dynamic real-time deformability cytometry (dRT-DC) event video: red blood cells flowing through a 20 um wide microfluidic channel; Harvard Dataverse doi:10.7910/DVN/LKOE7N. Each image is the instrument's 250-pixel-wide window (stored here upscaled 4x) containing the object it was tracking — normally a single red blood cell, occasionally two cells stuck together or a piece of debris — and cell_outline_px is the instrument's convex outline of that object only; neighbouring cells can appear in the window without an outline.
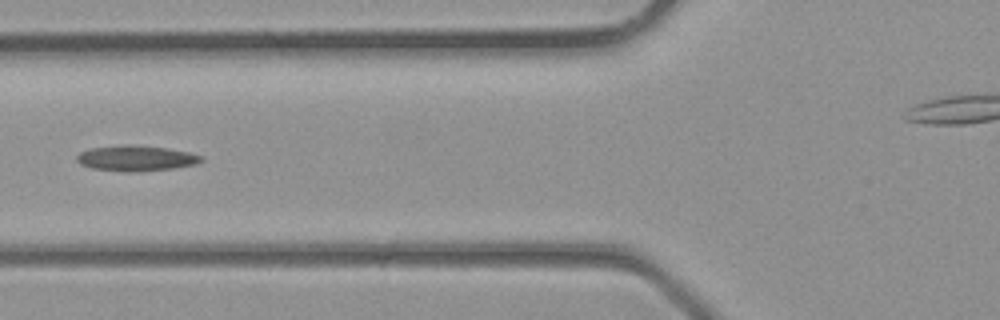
{"species": "common noctule bat (a hibernating species)", "species_latin": "Nyctalus noctula", "temperature_condition": "room temperature", "stored_images_in_passage": 3, "segment_of_instrument_passage": [1, 2], "camera_frame_rate_fps": 3000, "um_per_image_px": 0.085, "animal": {"sex": "male", "body_mass_g": 23.1, "forearm_length_mm": 52.7}, "frame": {"image": 1, "passage_image": 2, "time_ms": 0.333, "image_size_px": [1000, 320], "cell_outline_px": [[204, 160], [196, 164], [172, 168], [140, 172], [124, 172], [92, 168], [80, 164], [76, 160], [76, 156], [80, 152], [92, 148], [168, 148], [188, 152], [204, 156]], "centroid_in_image_um": [11.61, 13.52], "position_along_channel_um": 114.2, "area_um2": 17.51}}